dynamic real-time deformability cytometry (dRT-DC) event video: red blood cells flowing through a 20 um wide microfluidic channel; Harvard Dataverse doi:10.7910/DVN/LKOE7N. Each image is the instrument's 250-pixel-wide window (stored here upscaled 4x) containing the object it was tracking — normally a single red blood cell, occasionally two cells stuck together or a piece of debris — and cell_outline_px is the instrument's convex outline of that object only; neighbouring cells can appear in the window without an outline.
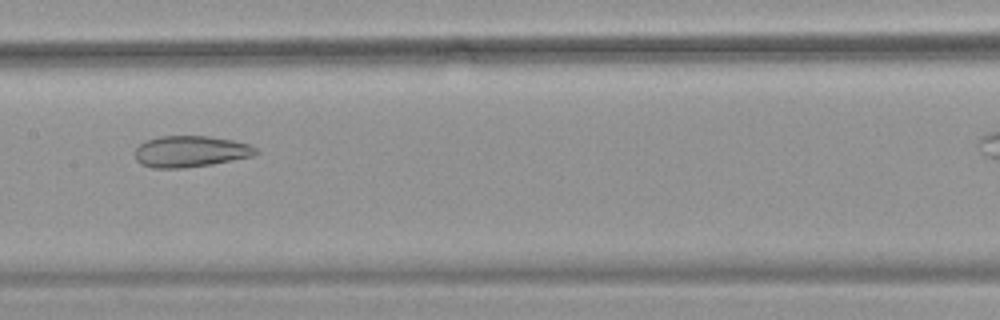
{"species": "common noctule bat (a hibernating species)", "species_latin": "Nyctalus noctula", "temperature_condition": "warm", "stored_images_in_passage": 37, "camera_frame_rate_fps": 3000, "um_per_image_px": 0.085, "animal": {"sex": "female", "body_mass_g": 18.4}, "frame": {"image": 1, "passage_image": 18, "time_ms": 5.667, "image_size_px": [1000, 320], "cell_outline_px": [[260, 152], [252, 156], [212, 164], [184, 168], [152, 168], [140, 164], [136, 160], [136, 148], [140, 144], [148, 140], [160, 136], [208, 136], [232, 140], [248, 144], [256, 148]], "centroid_in_image_um": [16.19, 12.88], "position_along_channel_um": 191.2, "area_um2": 21.96}}
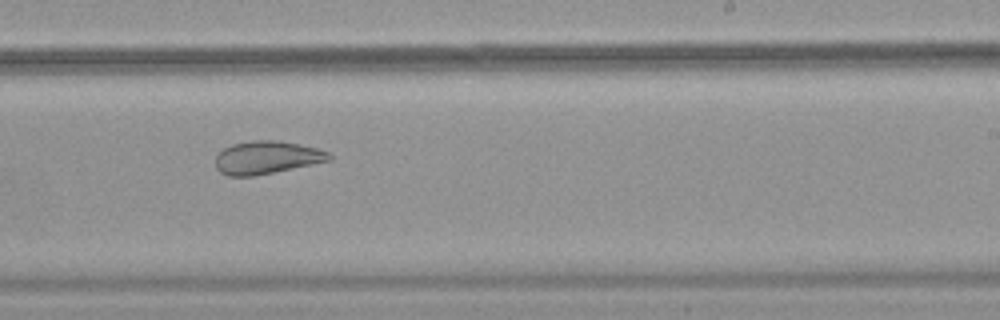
{"frame": {"image": 2, "passage_image": 24, "time_ms": 7.667, "image_size_px": [1000, 320], "cell_outline_px": [[332, 160], [252, 176], [228, 176], [220, 172], [216, 168], [216, 156], [224, 148], [232, 144], [252, 140], [276, 140], [316, 148], [328, 152], [332, 156]], "centroid_in_image_um": [22.65, 13.38], "position_along_channel_um": 266.4, "area_um2": 21.5}}
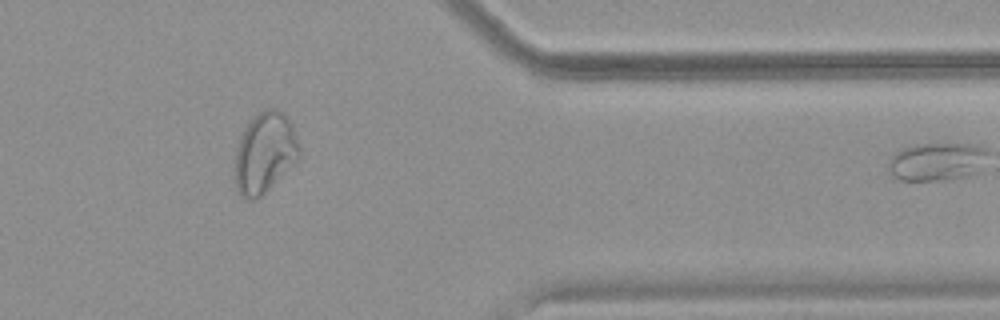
{"frame": {"image": 3, "passage_image": 35, "time_ms": 11.333, "image_size_px": [1000, 320], "cell_outline_px": [[300, 156], [260, 196], [252, 200], [248, 200], [240, 196], [236, 188], [236, 148], [240, 136], [244, 128], [260, 112], [268, 108], [276, 108], [292, 124], [300, 148]], "centroid_in_image_um": [22.49, 12.98], "position_along_channel_um": 388.9, "area_um2": 29.42}}